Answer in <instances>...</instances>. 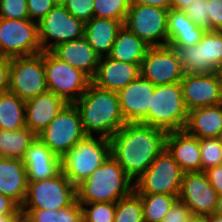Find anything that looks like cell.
I'll return each mask as SVG.
<instances>
[{
	"mask_svg": "<svg viewBox=\"0 0 222 222\" xmlns=\"http://www.w3.org/2000/svg\"><path fill=\"white\" fill-rule=\"evenodd\" d=\"M167 131L140 122L126 123L111 138V155L135 182L166 148Z\"/></svg>",
	"mask_w": 222,
	"mask_h": 222,
	"instance_id": "cell-1",
	"label": "cell"
},
{
	"mask_svg": "<svg viewBox=\"0 0 222 222\" xmlns=\"http://www.w3.org/2000/svg\"><path fill=\"white\" fill-rule=\"evenodd\" d=\"M87 136L110 139L127 122L123 117L117 92L97 87L92 82L74 102Z\"/></svg>",
	"mask_w": 222,
	"mask_h": 222,
	"instance_id": "cell-2",
	"label": "cell"
},
{
	"mask_svg": "<svg viewBox=\"0 0 222 222\" xmlns=\"http://www.w3.org/2000/svg\"><path fill=\"white\" fill-rule=\"evenodd\" d=\"M133 190L134 182L110 155L88 178L77 185V201L79 203H116Z\"/></svg>",
	"mask_w": 222,
	"mask_h": 222,
	"instance_id": "cell-3",
	"label": "cell"
},
{
	"mask_svg": "<svg viewBox=\"0 0 222 222\" xmlns=\"http://www.w3.org/2000/svg\"><path fill=\"white\" fill-rule=\"evenodd\" d=\"M188 117L180 82L155 86L147 116L140 122L167 132L184 129Z\"/></svg>",
	"mask_w": 222,
	"mask_h": 222,
	"instance_id": "cell-4",
	"label": "cell"
},
{
	"mask_svg": "<svg viewBox=\"0 0 222 222\" xmlns=\"http://www.w3.org/2000/svg\"><path fill=\"white\" fill-rule=\"evenodd\" d=\"M111 155L110 139L86 136L61 158L64 175L78 185Z\"/></svg>",
	"mask_w": 222,
	"mask_h": 222,
	"instance_id": "cell-5",
	"label": "cell"
},
{
	"mask_svg": "<svg viewBox=\"0 0 222 222\" xmlns=\"http://www.w3.org/2000/svg\"><path fill=\"white\" fill-rule=\"evenodd\" d=\"M77 200V186L62 172L40 181H28L27 193L21 209L60 210Z\"/></svg>",
	"mask_w": 222,
	"mask_h": 222,
	"instance_id": "cell-6",
	"label": "cell"
},
{
	"mask_svg": "<svg viewBox=\"0 0 222 222\" xmlns=\"http://www.w3.org/2000/svg\"><path fill=\"white\" fill-rule=\"evenodd\" d=\"M86 136L74 103H67L48 126L37 134V137L60 158Z\"/></svg>",
	"mask_w": 222,
	"mask_h": 222,
	"instance_id": "cell-7",
	"label": "cell"
},
{
	"mask_svg": "<svg viewBox=\"0 0 222 222\" xmlns=\"http://www.w3.org/2000/svg\"><path fill=\"white\" fill-rule=\"evenodd\" d=\"M183 170L165 148L134 182L138 194L179 195Z\"/></svg>",
	"mask_w": 222,
	"mask_h": 222,
	"instance_id": "cell-8",
	"label": "cell"
},
{
	"mask_svg": "<svg viewBox=\"0 0 222 222\" xmlns=\"http://www.w3.org/2000/svg\"><path fill=\"white\" fill-rule=\"evenodd\" d=\"M9 92L24 101L48 92L44 51L31 56L10 58Z\"/></svg>",
	"mask_w": 222,
	"mask_h": 222,
	"instance_id": "cell-9",
	"label": "cell"
},
{
	"mask_svg": "<svg viewBox=\"0 0 222 222\" xmlns=\"http://www.w3.org/2000/svg\"><path fill=\"white\" fill-rule=\"evenodd\" d=\"M44 66L48 91L67 103L77 101L92 82L86 74L58 59L51 51H44Z\"/></svg>",
	"mask_w": 222,
	"mask_h": 222,
	"instance_id": "cell-10",
	"label": "cell"
},
{
	"mask_svg": "<svg viewBox=\"0 0 222 222\" xmlns=\"http://www.w3.org/2000/svg\"><path fill=\"white\" fill-rule=\"evenodd\" d=\"M41 52L37 22L0 17V57L31 56Z\"/></svg>",
	"mask_w": 222,
	"mask_h": 222,
	"instance_id": "cell-11",
	"label": "cell"
},
{
	"mask_svg": "<svg viewBox=\"0 0 222 222\" xmlns=\"http://www.w3.org/2000/svg\"><path fill=\"white\" fill-rule=\"evenodd\" d=\"M168 11L156 6L130 5L123 25L150 47L165 46Z\"/></svg>",
	"mask_w": 222,
	"mask_h": 222,
	"instance_id": "cell-12",
	"label": "cell"
},
{
	"mask_svg": "<svg viewBox=\"0 0 222 222\" xmlns=\"http://www.w3.org/2000/svg\"><path fill=\"white\" fill-rule=\"evenodd\" d=\"M85 23L71 15L64 6H54L38 22L39 42L42 51H50L56 45L84 36ZM49 40H53L49 42Z\"/></svg>",
	"mask_w": 222,
	"mask_h": 222,
	"instance_id": "cell-13",
	"label": "cell"
},
{
	"mask_svg": "<svg viewBox=\"0 0 222 222\" xmlns=\"http://www.w3.org/2000/svg\"><path fill=\"white\" fill-rule=\"evenodd\" d=\"M141 75L155 86L180 82L184 73L171 46L150 47L141 64Z\"/></svg>",
	"mask_w": 222,
	"mask_h": 222,
	"instance_id": "cell-14",
	"label": "cell"
},
{
	"mask_svg": "<svg viewBox=\"0 0 222 222\" xmlns=\"http://www.w3.org/2000/svg\"><path fill=\"white\" fill-rule=\"evenodd\" d=\"M218 197L205 172L183 174L178 199L189 207L192 215L209 216L215 213Z\"/></svg>",
	"mask_w": 222,
	"mask_h": 222,
	"instance_id": "cell-15",
	"label": "cell"
},
{
	"mask_svg": "<svg viewBox=\"0 0 222 222\" xmlns=\"http://www.w3.org/2000/svg\"><path fill=\"white\" fill-rule=\"evenodd\" d=\"M180 84L188 111L222 103V82L218 72L184 74Z\"/></svg>",
	"mask_w": 222,
	"mask_h": 222,
	"instance_id": "cell-16",
	"label": "cell"
},
{
	"mask_svg": "<svg viewBox=\"0 0 222 222\" xmlns=\"http://www.w3.org/2000/svg\"><path fill=\"white\" fill-rule=\"evenodd\" d=\"M155 85L140 75L117 92L121 111L127 123L141 122L148 114Z\"/></svg>",
	"mask_w": 222,
	"mask_h": 222,
	"instance_id": "cell-17",
	"label": "cell"
},
{
	"mask_svg": "<svg viewBox=\"0 0 222 222\" xmlns=\"http://www.w3.org/2000/svg\"><path fill=\"white\" fill-rule=\"evenodd\" d=\"M141 75V64H131L100 57L92 83L97 87L118 92Z\"/></svg>",
	"mask_w": 222,
	"mask_h": 222,
	"instance_id": "cell-18",
	"label": "cell"
},
{
	"mask_svg": "<svg viewBox=\"0 0 222 222\" xmlns=\"http://www.w3.org/2000/svg\"><path fill=\"white\" fill-rule=\"evenodd\" d=\"M28 181H40L56 176L61 170V158L56 156L38 137L22 158Z\"/></svg>",
	"mask_w": 222,
	"mask_h": 222,
	"instance_id": "cell-19",
	"label": "cell"
},
{
	"mask_svg": "<svg viewBox=\"0 0 222 222\" xmlns=\"http://www.w3.org/2000/svg\"><path fill=\"white\" fill-rule=\"evenodd\" d=\"M166 149L184 173L201 171L200 145L196 136L184 129L169 131L166 136Z\"/></svg>",
	"mask_w": 222,
	"mask_h": 222,
	"instance_id": "cell-20",
	"label": "cell"
},
{
	"mask_svg": "<svg viewBox=\"0 0 222 222\" xmlns=\"http://www.w3.org/2000/svg\"><path fill=\"white\" fill-rule=\"evenodd\" d=\"M50 51L58 59L82 71L91 80L94 78L100 57L84 36L76 40L60 43Z\"/></svg>",
	"mask_w": 222,
	"mask_h": 222,
	"instance_id": "cell-21",
	"label": "cell"
},
{
	"mask_svg": "<svg viewBox=\"0 0 222 222\" xmlns=\"http://www.w3.org/2000/svg\"><path fill=\"white\" fill-rule=\"evenodd\" d=\"M67 102L52 92L25 101L26 127L36 135L58 115Z\"/></svg>",
	"mask_w": 222,
	"mask_h": 222,
	"instance_id": "cell-22",
	"label": "cell"
},
{
	"mask_svg": "<svg viewBox=\"0 0 222 222\" xmlns=\"http://www.w3.org/2000/svg\"><path fill=\"white\" fill-rule=\"evenodd\" d=\"M27 186V172L22 159L0 157V193L21 207Z\"/></svg>",
	"mask_w": 222,
	"mask_h": 222,
	"instance_id": "cell-23",
	"label": "cell"
},
{
	"mask_svg": "<svg viewBox=\"0 0 222 222\" xmlns=\"http://www.w3.org/2000/svg\"><path fill=\"white\" fill-rule=\"evenodd\" d=\"M122 26L119 20L93 17L85 23L84 37L99 57H106Z\"/></svg>",
	"mask_w": 222,
	"mask_h": 222,
	"instance_id": "cell-24",
	"label": "cell"
},
{
	"mask_svg": "<svg viewBox=\"0 0 222 222\" xmlns=\"http://www.w3.org/2000/svg\"><path fill=\"white\" fill-rule=\"evenodd\" d=\"M168 45L193 46L201 41L205 30L198 27L184 10L171 8L167 17Z\"/></svg>",
	"mask_w": 222,
	"mask_h": 222,
	"instance_id": "cell-25",
	"label": "cell"
},
{
	"mask_svg": "<svg viewBox=\"0 0 222 222\" xmlns=\"http://www.w3.org/2000/svg\"><path fill=\"white\" fill-rule=\"evenodd\" d=\"M222 128V103L188 111L184 130L197 138L217 137Z\"/></svg>",
	"mask_w": 222,
	"mask_h": 222,
	"instance_id": "cell-26",
	"label": "cell"
},
{
	"mask_svg": "<svg viewBox=\"0 0 222 222\" xmlns=\"http://www.w3.org/2000/svg\"><path fill=\"white\" fill-rule=\"evenodd\" d=\"M149 48V45L123 25L108 57L131 64H142Z\"/></svg>",
	"mask_w": 222,
	"mask_h": 222,
	"instance_id": "cell-27",
	"label": "cell"
},
{
	"mask_svg": "<svg viewBox=\"0 0 222 222\" xmlns=\"http://www.w3.org/2000/svg\"><path fill=\"white\" fill-rule=\"evenodd\" d=\"M24 127L25 101L10 92L0 94V129L15 131Z\"/></svg>",
	"mask_w": 222,
	"mask_h": 222,
	"instance_id": "cell-28",
	"label": "cell"
},
{
	"mask_svg": "<svg viewBox=\"0 0 222 222\" xmlns=\"http://www.w3.org/2000/svg\"><path fill=\"white\" fill-rule=\"evenodd\" d=\"M36 137L27 127L15 131L0 129V157L22 159Z\"/></svg>",
	"mask_w": 222,
	"mask_h": 222,
	"instance_id": "cell-29",
	"label": "cell"
},
{
	"mask_svg": "<svg viewBox=\"0 0 222 222\" xmlns=\"http://www.w3.org/2000/svg\"><path fill=\"white\" fill-rule=\"evenodd\" d=\"M174 50L181 62L184 74H207L210 73V63H205L204 34L201 41L193 46L183 47L169 45Z\"/></svg>",
	"mask_w": 222,
	"mask_h": 222,
	"instance_id": "cell-30",
	"label": "cell"
},
{
	"mask_svg": "<svg viewBox=\"0 0 222 222\" xmlns=\"http://www.w3.org/2000/svg\"><path fill=\"white\" fill-rule=\"evenodd\" d=\"M29 222H83L81 203L77 200L60 210L21 209Z\"/></svg>",
	"mask_w": 222,
	"mask_h": 222,
	"instance_id": "cell-31",
	"label": "cell"
},
{
	"mask_svg": "<svg viewBox=\"0 0 222 222\" xmlns=\"http://www.w3.org/2000/svg\"><path fill=\"white\" fill-rule=\"evenodd\" d=\"M144 222H162L164 216L178 200V195L139 194Z\"/></svg>",
	"mask_w": 222,
	"mask_h": 222,
	"instance_id": "cell-32",
	"label": "cell"
},
{
	"mask_svg": "<svg viewBox=\"0 0 222 222\" xmlns=\"http://www.w3.org/2000/svg\"><path fill=\"white\" fill-rule=\"evenodd\" d=\"M114 222H144L142 201L135 190L116 202Z\"/></svg>",
	"mask_w": 222,
	"mask_h": 222,
	"instance_id": "cell-33",
	"label": "cell"
},
{
	"mask_svg": "<svg viewBox=\"0 0 222 222\" xmlns=\"http://www.w3.org/2000/svg\"><path fill=\"white\" fill-rule=\"evenodd\" d=\"M130 0H94V17L119 20L124 23Z\"/></svg>",
	"mask_w": 222,
	"mask_h": 222,
	"instance_id": "cell-34",
	"label": "cell"
},
{
	"mask_svg": "<svg viewBox=\"0 0 222 222\" xmlns=\"http://www.w3.org/2000/svg\"><path fill=\"white\" fill-rule=\"evenodd\" d=\"M205 63H210V73L218 72L222 65V31H205Z\"/></svg>",
	"mask_w": 222,
	"mask_h": 222,
	"instance_id": "cell-35",
	"label": "cell"
},
{
	"mask_svg": "<svg viewBox=\"0 0 222 222\" xmlns=\"http://www.w3.org/2000/svg\"><path fill=\"white\" fill-rule=\"evenodd\" d=\"M81 207L83 222H114L116 203H81Z\"/></svg>",
	"mask_w": 222,
	"mask_h": 222,
	"instance_id": "cell-36",
	"label": "cell"
},
{
	"mask_svg": "<svg viewBox=\"0 0 222 222\" xmlns=\"http://www.w3.org/2000/svg\"><path fill=\"white\" fill-rule=\"evenodd\" d=\"M201 172L222 164V143L216 137L199 139Z\"/></svg>",
	"mask_w": 222,
	"mask_h": 222,
	"instance_id": "cell-37",
	"label": "cell"
},
{
	"mask_svg": "<svg viewBox=\"0 0 222 222\" xmlns=\"http://www.w3.org/2000/svg\"><path fill=\"white\" fill-rule=\"evenodd\" d=\"M208 2L209 0H194L184 9L186 15L198 27L205 31H210V17L208 16Z\"/></svg>",
	"mask_w": 222,
	"mask_h": 222,
	"instance_id": "cell-38",
	"label": "cell"
},
{
	"mask_svg": "<svg viewBox=\"0 0 222 222\" xmlns=\"http://www.w3.org/2000/svg\"><path fill=\"white\" fill-rule=\"evenodd\" d=\"M0 17L5 19H30L27 0H0Z\"/></svg>",
	"mask_w": 222,
	"mask_h": 222,
	"instance_id": "cell-39",
	"label": "cell"
},
{
	"mask_svg": "<svg viewBox=\"0 0 222 222\" xmlns=\"http://www.w3.org/2000/svg\"><path fill=\"white\" fill-rule=\"evenodd\" d=\"M64 7L71 15L84 23L94 17V0H68Z\"/></svg>",
	"mask_w": 222,
	"mask_h": 222,
	"instance_id": "cell-40",
	"label": "cell"
},
{
	"mask_svg": "<svg viewBox=\"0 0 222 222\" xmlns=\"http://www.w3.org/2000/svg\"><path fill=\"white\" fill-rule=\"evenodd\" d=\"M27 5L30 20L37 23L55 6L53 0H27Z\"/></svg>",
	"mask_w": 222,
	"mask_h": 222,
	"instance_id": "cell-41",
	"label": "cell"
},
{
	"mask_svg": "<svg viewBox=\"0 0 222 222\" xmlns=\"http://www.w3.org/2000/svg\"><path fill=\"white\" fill-rule=\"evenodd\" d=\"M191 215L189 207L178 199L164 216L162 222H186Z\"/></svg>",
	"mask_w": 222,
	"mask_h": 222,
	"instance_id": "cell-42",
	"label": "cell"
},
{
	"mask_svg": "<svg viewBox=\"0 0 222 222\" xmlns=\"http://www.w3.org/2000/svg\"><path fill=\"white\" fill-rule=\"evenodd\" d=\"M210 31H222V0H209Z\"/></svg>",
	"mask_w": 222,
	"mask_h": 222,
	"instance_id": "cell-43",
	"label": "cell"
},
{
	"mask_svg": "<svg viewBox=\"0 0 222 222\" xmlns=\"http://www.w3.org/2000/svg\"><path fill=\"white\" fill-rule=\"evenodd\" d=\"M10 58L0 57V94L9 92Z\"/></svg>",
	"mask_w": 222,
	"mask_h": 222,
	"instance_id": "cell-44",
	"label": "cell"
},
{
	"mask_svg": "<svg viewBox=\"0 0 222 222\" xmlns=\"http://www.w3.org/2000/svg\"><path fill=\"white\" fill-rule=\"evenodd\" d=\"M205 174L218 196H222V164L206 170Z\"/></svg>",
	"mask_w": 222,
	"mask_h": 222,
	"instance_id": "cell-45",
	"label": "cell"
},
{
	"mask_svg": "<svg viewBox=\"0 0 222 222\" xmlns=\"http://www.w3.org/2000/svg\"><path fill=\"white\" fill-rule=\"evenodd\" d=\"M18 208L11 198L0 193V216L13 214Z\"/></svg>",
	"mask_w": 222,
	"mask_h": 222,
	"instance_id": "cell-46",
	"label": "cell"
},
{
	"mask_svg": "<svg viewBox=\"0 0 222 222\" xmlns=\"http://www.w3.org/2000/svg\"><path fill=\"white\" fill-rule=\"evenodd\" d=\"M131 5L156 6L166 10L171 9V0H130Z\"/></svg>",
	"mask_w": 222,
	"mask_h": 222,
	"instance_id": "cell-47",
	"label": "cell"
},
{
	"mask_svg": "<svg viewBox=\"0 0 222 222\" xmlns=\"http://www.w3.org/2000/svg\"><path fill=\"white\" fill-rule=\"evenodd\" d=\"M25 218L19 207L13 214L0 216V222H21Z\"/></svg>",
	"mask_w": 222,
	"mask_h": 222,
	"instance_id": "cell-48",
	"label": "cell"
},
{
	"mask_svg": "<svg viewBox=\"0 0 222 222\" xmlns=\"http://www.w3.org/2000/svg\"><path fill=\"white\" fill-rule=\"evenodd\" d=\"M194 0H171V8L184 10Z\"/></svg>",
	"mask_w": 222,
	"mask_h": 222,
	"instance_id": "cell-49",
	"label": "cell"
},
{
	"mask_svg": "<svg viewBox=\"0 0 222 222\" xmlns=\"http://www.w3.org/2000/svg\"><path fill=\"white\" fill-rule=\"evenodd\" d=\"M186 222H208V216L191 215Z\"/></svg>",
	"mask_w": 222,
	"mask_h": 222,
	"instance_id": "cell-50",
	"label": "cell"
},
{
	"mask_svg": "<svg viewBox=\"0 0 222 222\" xmlns=\"http://www.w3.org/2000/svg\"><path fill=\"white\" fill-rule=\"evenodd\" d=\"M208 222H222V216L213 213L212 215L208 216Z\"/></svg>",
	"mask_w": 222,
	"mask_h": 222,
	"instance_id": "cell-51",
	"label": "cell"
},
{
	"mask_svg": "<svg viewBox=\"0 0 222 222\" xmlns=\"http://www.w3.org/2000/svg\"><path fill=\"white\" fill-rule=\"evenodd\" d=\"M215 213L222 216V196L218 197L217 209Z\"/></svg>",
	"mask_w": 222,
	"mask_h": 222,
	"instance_id": "cell-52",
	"label": "cell"
},
{
	"mask_svg": "<svg viewBox=\"0 0 222 222\" xmlns=\"http://www.w3.org/2000/svg\"><path fill=\"white\" fill-rule=\"evenodd\" d=\"M68 0H53V4L55 6L59 5V6H64L67 3Z\"/></svg>",
	"mask_w": 222,
	"mask_h": 222,
	"instance_id": "cell-53",
	"label": "cell"
},
{
	"mask_svg": "<svg viewBox=\"0 0 222 222\" xmlns=\"http://www.w3.org/2000/svg\"><path fill=\"white\" fill-rule=\"evenodd\" d=\"M216 138L222 143V128L219 131V134H218V136Z\"/></svg>",
	"mask_w": 222,
	"mask_h": 222,
	"instance_id": "cell-54",
	"label": "cell"
},
{
	"mask_svg": "<svg viewBox=\"0 0 222 222\" xmlns=\"http://www.w3.org/2000/svg\"><path fill=\"white\" fill-rule=\"evenodd\" d=\"M218 73H219V75H220L221 82H222V65L220 66V69H219Z\"/></svg>",
	"mask_w": 222,
	"mask_h": 222,
	"instance_id": "cell-55",
	"label": "cell"
},
{
	"mask_svg": "<svg viewBox=\"0 0 222 222\" xmlns=\"http://www.w3.org/2000/svg\"><path fill=\"white\" fill-rule=\"evenodd\" d=\"M21 222H29L26 218H24Z\"/></svg>",
	"mask_w": 222,
	"mask_h": 222,
	"instance_id": "cell-56",
	"label": "cell"
}]
</instances>
